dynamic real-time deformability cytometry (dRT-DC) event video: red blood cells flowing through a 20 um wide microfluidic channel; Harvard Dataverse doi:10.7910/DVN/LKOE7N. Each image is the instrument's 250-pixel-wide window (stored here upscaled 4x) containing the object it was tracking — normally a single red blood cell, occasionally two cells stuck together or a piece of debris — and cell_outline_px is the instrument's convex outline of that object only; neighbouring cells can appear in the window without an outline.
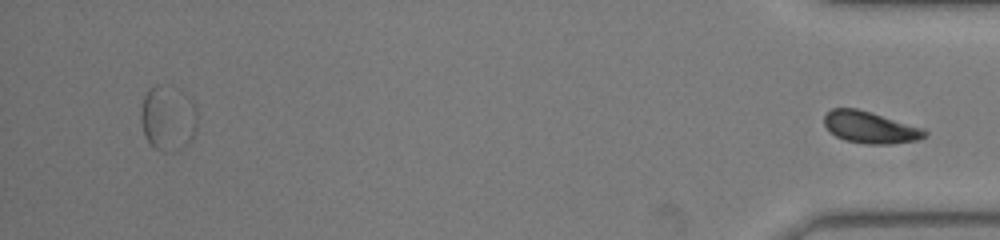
{"species": "common noctule bat (a hibernating species)", "species_latin": "Nyctalus noctula", "temperature_condition": "warm", "stored_images_in_passage": 49, "segment_of_instrument_passage": [2, 2], "camera_frame_rate_fps": 3000, "um_per_image_px": 0.085, "animal": {"sex": "male", "body_mass_g": 19.0, "forearm_length_mm": 50.8}, "frame": {"image": 1, "passage_image": 49, "time_ms": 16.0, "image_size_px": [1000, 240], "cell_outline_px": [[928, 136], [920, 140], [892, 144], [868, 144], [844, 140], [836, 136], [824, 124], [824, 116], [832, 108], [856, 108], [924, 128], [928, 132]], "centroid_in_image_um": [74.01, 10.84], "position_along_channel_um": 361.2, "area_um2": 18.61}}